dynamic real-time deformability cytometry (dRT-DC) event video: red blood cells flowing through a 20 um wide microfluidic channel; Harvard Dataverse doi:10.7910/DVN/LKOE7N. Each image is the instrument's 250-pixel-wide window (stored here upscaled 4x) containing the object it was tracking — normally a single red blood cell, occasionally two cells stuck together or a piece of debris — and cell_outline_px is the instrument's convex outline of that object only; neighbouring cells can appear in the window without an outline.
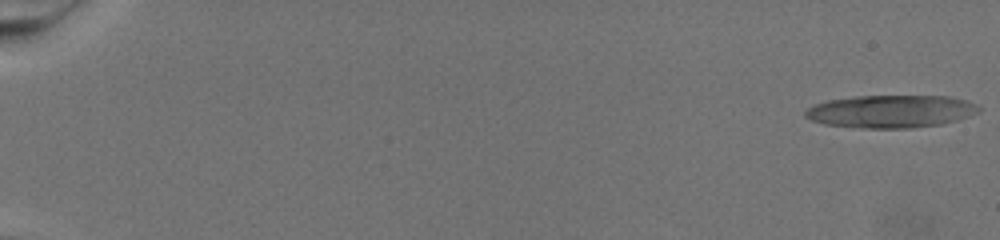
{"species": "common noctule bat (a hibernating species)", "species_latin": "Nyctalus noctula", "temperature_condition": "warm", "stored_images_in_passage": 33, "camera_frame_rate_fps": 3000, "um_per_image_px": 0.085, "animal": {"sex": "female", "body_mass_g": 19.5, "forearm_length_mm": 54.1}, "frame": {"image": 1, "passage_image": 1, "time_ms": 0.0, "image_size_px": [1000, 240], "cell_outline_px": [[980, 108], [940, 124], [908, 128], [868, 128], [828, 124], [812, 120], [804, 116], [804, 112], [808, 108], [816, 104], [832, 100], [860, 96], [944, 96], [960, 100], [972, 104]], "centroid_in_image_um": [75.57, 9.46], "position_along_channel_um": 9.4, "area_um2": 31.5}}
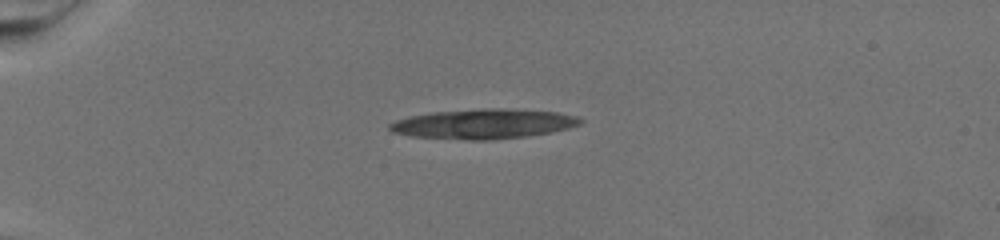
{"frame": {"image": 2, "passage_image": 22, "time_ms": 7.0, "image_size_px": [1000, 240], "cell_outline_px": [[580, 124], [568, 128], [548, 132], [524, 136], [492, 140], [472, 140], [416, 136], [396, 132], [388, 128], [388, 124], [412, 116], [436, 112], [488, 108], [496, 108], [556, 112], [576, 116], [580, 120]], "centroid_in_image_um": [41.13, 10.53], "position_along_channel_um": 43.9, "area_um2": 32.08}}